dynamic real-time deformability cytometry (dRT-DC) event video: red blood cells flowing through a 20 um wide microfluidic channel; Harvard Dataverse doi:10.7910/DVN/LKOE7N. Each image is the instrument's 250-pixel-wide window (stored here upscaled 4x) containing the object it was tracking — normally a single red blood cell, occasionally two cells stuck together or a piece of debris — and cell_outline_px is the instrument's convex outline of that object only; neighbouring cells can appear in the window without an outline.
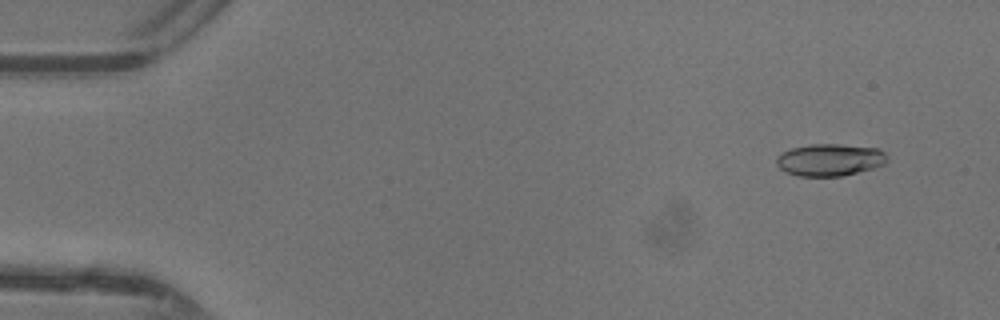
{"species": "common noctule bat (a hibernating species)", "species_latin": "Nyctalus noctula", "temperature_condition": "warm", "stored_images_in_passage": 47, "camera_frame_rate_fps": 3000, "um_per_image_px": 0.085, "animal": {"sex": "female"}, "frame": {"image": 1, "passage_image": 4, "time_ms": 1.0, "image_size_px": [1000, 320], "cell_outline_px": [[888, 160], [884, 164], [872, 168], [840, 176], [796, 176], [780, 168], [776, 164], [776, 156], [792, 148], [812, 144], [836, 144], [880, 148], [888, 156]], "centroid_in_image_um": [70.55, 13.58], "position_along_channel_um": 14.5, "area_um2": 20.63}}
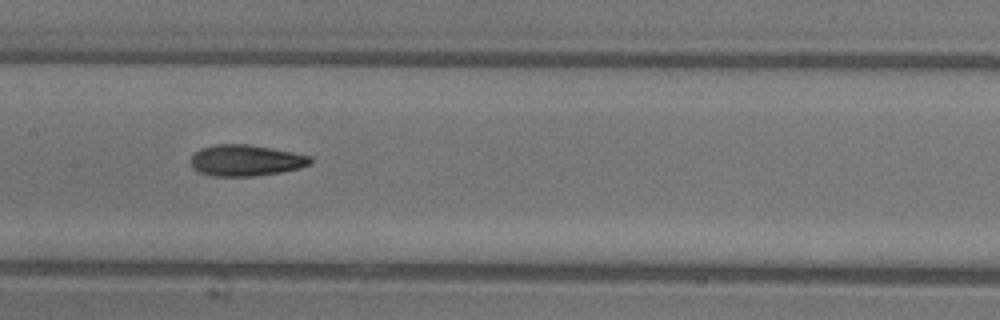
{"frame": {"image": 2, "passage_image": 24, "time_ms": 7.667, "image_size_px": [1000, 320], "cell_outline_px": [[312, 164], [300, 168], [280, 172], [256, 176], [212, 176], [200, 172], [192, 168], [192, 156], [200, 148], [216, 144], [248, 144], [272, 148], [312, 156]], "centroid_in_image_um": [20.92, 13.63], "position_along_channel_um": 186.5, "area_um2": 21.79}}
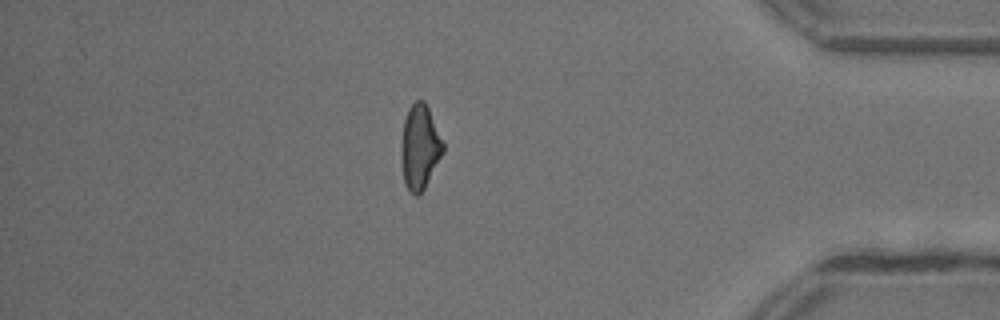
{"frame": {"image": 3, "passage_image": 41, "time_ms": 13.333, "image_size_px": [1000, 320], "cell_outline_px": [[444, 152], [424, 188], [416, 196], [404, 184], [400, 156], [400, 148], [404, 120], [408, 108], [416, 100], [424, 100], [428, 108], [444, 144]], "centroid_in_image_um": [35.66, 12.49], "position_along_channel_um": 399.5, "area_um2": 20.52}, "authors_computed_cell_mechanics": {"area_um2": 20.9236, "velocity_mm_per_s": 4.4153, "shape_relaxation_time_tau1_ms": 5.6181, "shape_relaxation_time_tau2_ms": 2.7856, "deformation_change_tau1": 0.1817, "deformation_change_tau2": 0.0987}}